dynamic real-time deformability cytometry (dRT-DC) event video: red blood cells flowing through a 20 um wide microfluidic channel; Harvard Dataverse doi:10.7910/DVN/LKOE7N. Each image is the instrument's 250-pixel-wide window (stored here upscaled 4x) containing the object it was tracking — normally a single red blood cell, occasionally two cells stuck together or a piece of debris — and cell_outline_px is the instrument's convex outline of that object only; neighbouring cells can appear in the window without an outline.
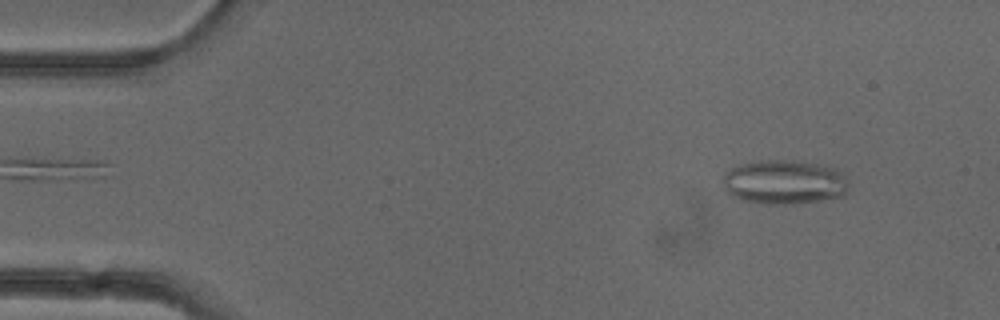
{"species": "common noctule bat (a hibernating species)", "species_latin": "Nyctalus noctula", "temperature_condition": "cold", "stored_images_in_passage": 52, "camera_frame_rate_fps": 3000, "um_per_image_px": 0.085, "animal": {"sex": "female"}, "frame": {"image": 1, "passage_image": 5, "time_ms": 1.333, "image_size_px": [1000, 320], "cell_outline_px": [[848, 192], [844, 196], [820, 200], [788, 204], [768, 204], [740, 200], [724, 192], [724, 172], [740, 164], [760, 160], [792, 160], [824, 164], [836, 168], [848, 176]], "centroid_in_image_um": [66.7, 15.47], "position_along_channel_um": 18.3, "area_um2": 33.06}}
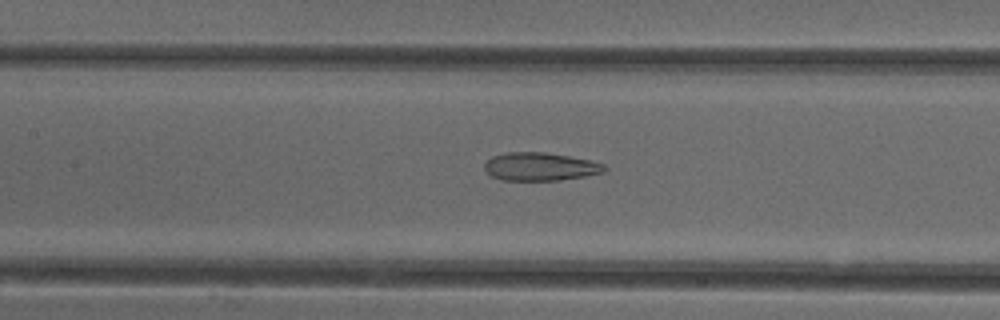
{"frame": {"image": 2, "passage_image": 23, "time_ms": 7.333, "image_size_px": [1000, 320], "cell_outline_px": [[608, 168], [604, 172], [584, 176], [560, 180], [504, 180], [492, 176], [484, 168], [484, 164], [492, 156], [508, 152], [544, 152], [592, 160], [604, 164]], "centroid_in_image_um": [45.94, 14.16], "position_along_channel_um": 161.5, "area_um2": 19.59}}
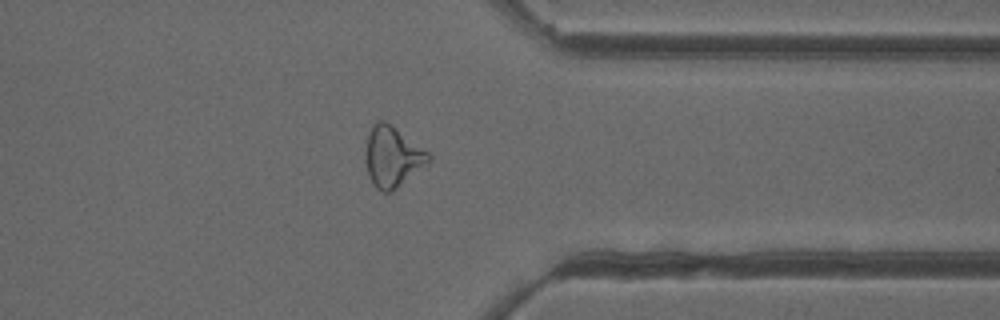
{"frame": {"image": 3, "passage_image": 40, "time_ms": 13.0, "image_size_px": [1000, 320], "cell_outline_px": [[432, 160], [428, 164], [392, 192], [380, 192], [372, 184], [368, 176], [364, 160], [364, 148], [372, 124], [376, 120], [384, 120], [428, 152], [432, 156]], "centroid_in_image_um": [33.32, 13.35], "position_along_channel_um": 378.1, "area_um2": 22.54}, "authors_computed_cell_mechanics": {"area_um2": 23.0044, "velocity_mm_per_s": 3.9548, "shape_relaxation_time_tau1_ms": null, "shape_relaxation_time_tau2_ms": 1.9716, "deformation_change_tau1": null, "deformation_change_tau2": 0.1115}}